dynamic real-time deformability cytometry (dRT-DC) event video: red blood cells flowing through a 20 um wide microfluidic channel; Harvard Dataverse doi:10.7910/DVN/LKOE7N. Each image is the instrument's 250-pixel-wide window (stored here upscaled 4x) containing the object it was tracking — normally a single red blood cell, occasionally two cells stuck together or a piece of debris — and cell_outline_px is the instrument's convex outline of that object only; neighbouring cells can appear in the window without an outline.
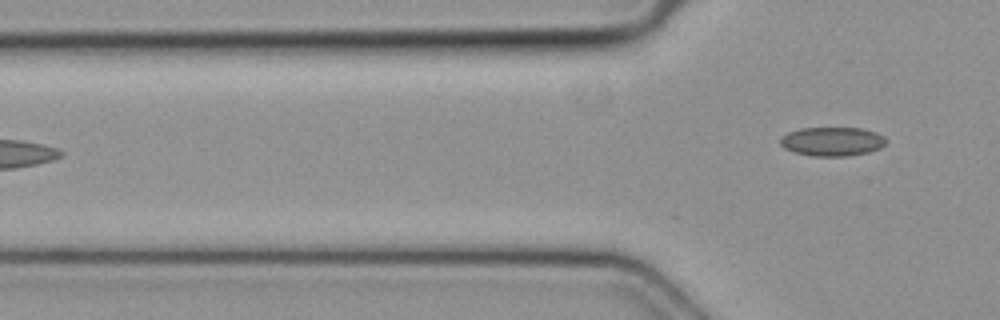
{"species": "common noctule bat (a hibernating species)", "species_latin": "Nyctalus noctula", "temperature_condition": "cold", "stored_images_in_passage": 5, "camera_frame_rate_fps": 3000, "um_per_image_px": 0.085, "animal": {"sex": "female", "body_mass_g": 19.3, "forearm_length_mm": 54.1}, "frame": {"image": 1, "passage_image": 5, "time_ms": 1.333, "image_size_px": [1000, 320], "cell_outline_px": [[888, 140], [880, 148], [868, 152], [848, 156], [812, 156], [796, 152], [784, 148], [780, 144], [780, 136], [788, 132], [800, 128], [860, 128], [876, 132], [884, 136]], "centroid_in_image_um": [70.73, 12.02], "position_along_channel_um": 55.1, "area_um2": 17.92}}